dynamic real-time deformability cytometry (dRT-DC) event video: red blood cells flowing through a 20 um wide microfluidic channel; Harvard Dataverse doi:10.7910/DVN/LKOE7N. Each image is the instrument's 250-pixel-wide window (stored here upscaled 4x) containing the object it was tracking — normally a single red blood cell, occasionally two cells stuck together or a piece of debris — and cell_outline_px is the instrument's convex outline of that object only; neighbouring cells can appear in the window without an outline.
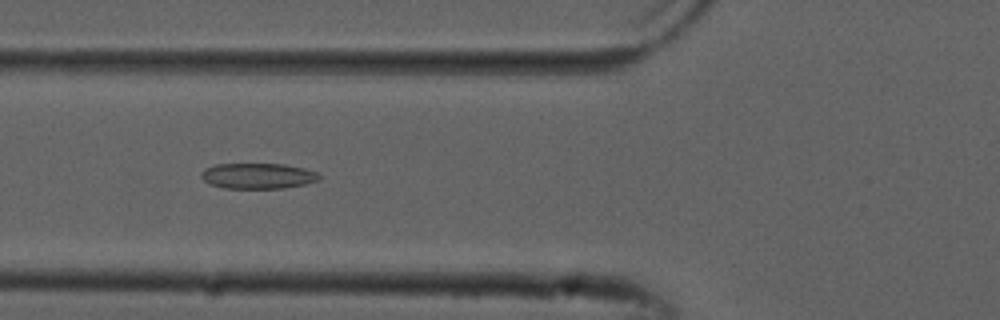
{"species": "common noctule bat (a hibernating species)", "species_latin": "Nyctalus noctula", "temperature_condition": "cold", "stored_images_in_passage": 53, "camera_frame_rate_fps": 3000, "um_per_image_px": 0.085, "animal": {"sex": "male", "forearm_length_mm": 52.5}, "frame": {"image": 1, "passage_image": 20, "time_ms": 6.333, "image_size_px": [1000, 320], "cell_outline_px": [[320, 180], [304, 184], [280, 188], [224, 188], [212, 184], [204, 180], [200, 176], [200, 172], [204, 168], [216, 164], [284, 164], [304, 168], [316, 172], [320, 176]], "centroid_in_image_um": [21.9, 14.94], "position_along_channel_um": 103.9, "area_um2": 17.51}}
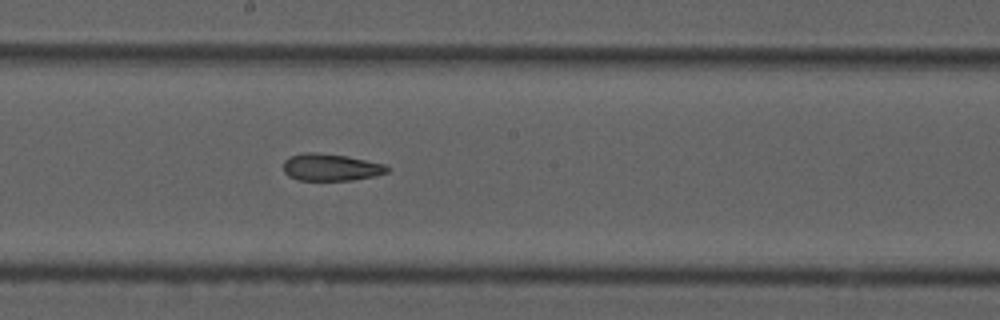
{"frame": {"image": 2, "passage_image": 29, "time_ms": 9.333, "image_size_px": [1000, 320], "cell_outline_px": [[392, 168], [388, 172], [376, 176], [352, 180], [296, 180], [288, 176], [284, 172], [284, 160], [288, 156], [304, 152], [312, 152], [348, 156], [388, 164]], "centroid_in_image_um": [28.16, 14.21], "position_along_channel_um": 220.0, "area_um2": 16.76}}
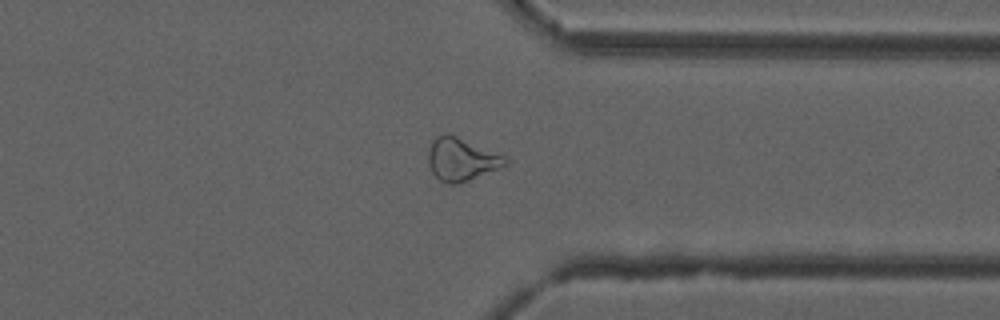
{"frame": {"image": 3, "passage_image": 41, "time_ms": 13.333, "image_size_px": [1000, 320], "cell_outline_px": [[508, 164], [504, 168], [456, 184], [448, 184], [440, 180], [432, 172], [428, 164], [428, 152], [432, 140], [436, 136], [448, 132], [504, 156], [508, 160]], "centroid_in_image_um": [39.23, 13.54], "position_along_channel_um": 372.2, "area_um2": 19.36}, "authors_computed_cell_mechanics": {"area_um2": 19.4786, "velocity_mm_per_s": 3.8709, "shape_relaxation_time_tau1_ms": null, "shape_relaxation_time_tau2_ms": 4.8659, "deformation_change_tau1": null, "deformation_change_tau2": 0.1364}}